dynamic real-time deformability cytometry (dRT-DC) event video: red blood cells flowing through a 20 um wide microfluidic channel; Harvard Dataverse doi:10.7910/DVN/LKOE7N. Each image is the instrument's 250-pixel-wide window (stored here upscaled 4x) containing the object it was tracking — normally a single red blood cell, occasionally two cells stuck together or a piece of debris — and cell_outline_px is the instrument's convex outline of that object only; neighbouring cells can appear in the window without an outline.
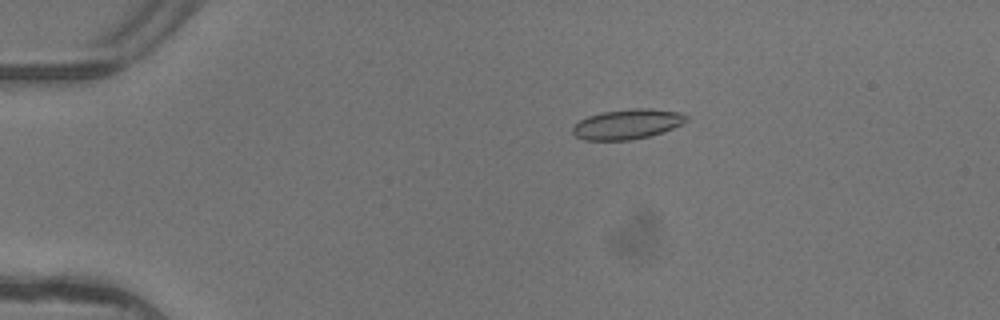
{"species": "common noctule bat (a hibernating species)", "species_latin": "Nyctalus noctula", "temperature_condition": "warm", "stored_images_in_passage": 2, "camera_frame_rate_fps": 3000, "um_per_image_px": 0.085, "animal": {"sex": "female"}, "frame": {"image": 1, "passage_image": 2, "time_ms": 0.333, "image_size_px": [1000, 320], "cell_outline_px": [[688, 120], [672, 128], [648, 136], [628, 140], [584, 140], [576, 136], [572, 132], [572, 128], [580, 120], [588, 116], [604, 112], [632, 108], [652, 108], [680, 112], [688, 116]], "centroid_in_image_um": [53.32, 10.54], "position_along_channel_um": 31.7, "area_um2": 19.65}}